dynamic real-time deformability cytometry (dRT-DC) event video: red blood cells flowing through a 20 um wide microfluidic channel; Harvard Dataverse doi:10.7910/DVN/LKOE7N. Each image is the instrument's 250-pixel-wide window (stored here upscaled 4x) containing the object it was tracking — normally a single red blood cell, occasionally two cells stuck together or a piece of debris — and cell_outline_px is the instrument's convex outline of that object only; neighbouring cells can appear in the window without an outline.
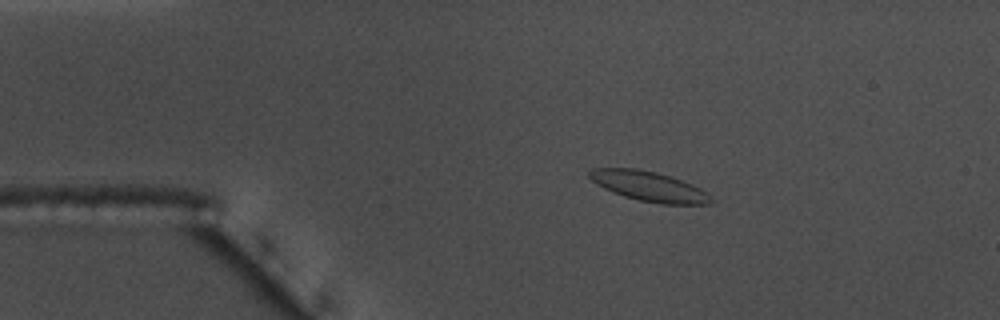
{"species": "common noctule bat (a hibernating species)", "species_latin": "Nyctalus noctula", "temperature_condition": "warm", "stored_images_in_passage": 56, "camera_frame_rate_fps": 3000, "um_per_image_px": 0.085, "animal": {"sex": "male", "body_mass_g": 17.5, "forearm_length_mm": 52.3}, "frame": {"image": 1, "passage_image": 10, "time_ms": 3.0, "image_size_px": [1000, 320], "cell_outline_px": [[716, 200], [708, 204], [660, 204], [640, 200], [624, 196], [612, 192], [596, 184], [588, 176], [588, 172], [592, 168], [636, 168], [656, 172], [692, 184], [700, 188]], "centroid_in_image_um": [55.15, 15.84], "position_along_channel_um": 29.8, "area_um2": 21.1}}
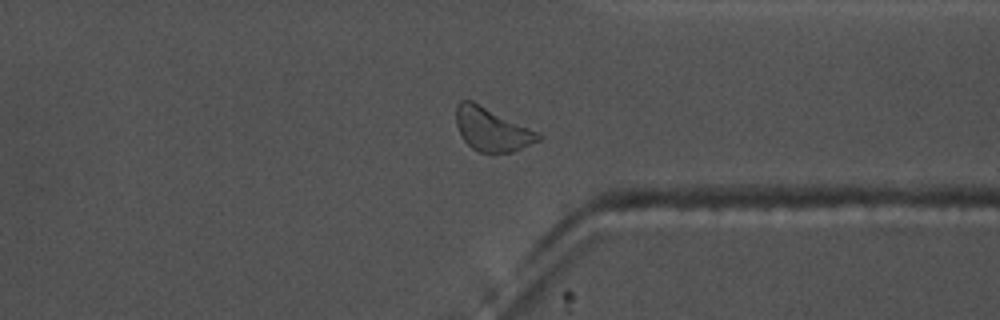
{"frame": {"image": 2, "passage_image": 43, "time_ms": 14.0, "image_size_px": [1000, 320], "cell_outline_px": [[544, 136], [540, 140], [512, 152], [480, 152], [472, 148], [460, 136], [456, 124], [456, 104], [460, 100], [472, 100]], "centroid_in_image_um": [41.76, 10.99], "position_along_channel_um": 369.6, "area_um2": 20.4}}
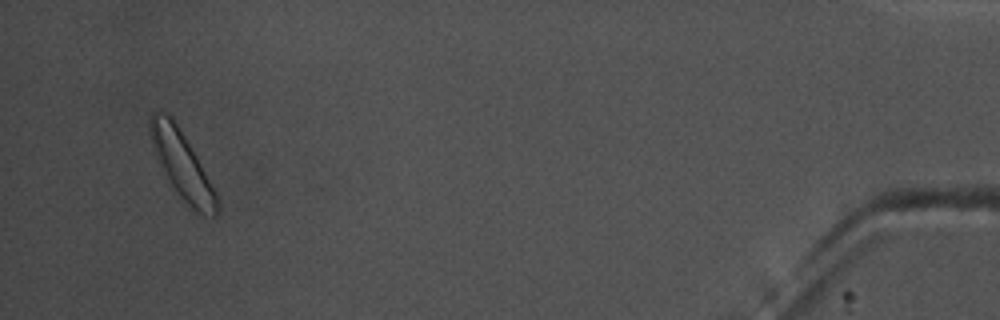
{"frame": {"image": 3, "passage_image": 54, "time_ms": 17.667, "image_size_px": [1000, 320], "cell_outline_px": [[216, 216], [212, 216], [196, 212], [180, 196], [164, 176], [156, 156], [152, 144], [148, 128], [148, 120], [152, 112], [168, 112], [172, 116], [196, 156], [216, 192]], "centroid_in_image_um": [15.4, 13.95], "position_along_channel_um": 419.8, "area_um2": 25.61}, "authors_computed_cell_mechanics": {"area_um2": 20.4323, "velocity_mm_per_s": 3.5675, "shape_relaxation_time_tau1_ms": 1.443, "shape_relaxation_time_tau2_ms": null, "deformation_change_tau1": 0.0717, "deformation_change_tau2": null}}